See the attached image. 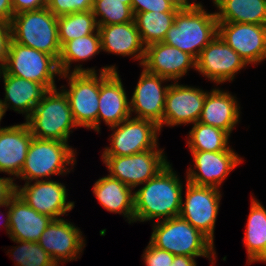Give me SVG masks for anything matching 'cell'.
<instances>
[{
    "label": "cell",
    "instance_id": "obj_1",
    "mask_svg": "<svg viewBox=\"0 0 266 266\" xmlns=\"http://www.w3.org/2000/svg\"><path fill=\"white\" fill-rule=\"evenodd\" d=\"M143 185L134 192V222L179 216L183 185L170 163Z\"/></svg>",
    "mask_w": 266,
    "mask_h": 266
},
{
    "label": "cell",
    "instance_id": "obj_2",
    "mask_svg": "<svg viewBox=\"0 0 266 266\" xmlns=\"http://www.w3.org/2000/svg\"><path fill=\"white\" fill-rule=\"evenodd\" d=\"M216 35H218L216 13H207L203 7L181 8L163 42L197 59L200 52Z\"/></svg>",
    "mask_w": 266,
    "mask_h": 266
},
{
    "label": "cell",
    "instance_id": "obj_3",
    "mask_svg": "<svg viewBox=\"0 0 266 266\" xmlns=\"http://www.w3.org/2000/svg\"><path fill=\"white\" fill-rule=\"evenodd\" d=\"M150 242L173 255L203 256L211 258L212 264L216 258L214 243L180 216L154 223Z\"/></svg>",
    "mask_w": 266,
    "mask_h": 266
},
{
    "label": "cell",
    "instance_id": "obj_4",
    "mask_svg": "<svg viewBox=\"0 0 266 266\" xmlns=\"http://www.w3.org/2000/svg\"><path fill=\"white\" fill-rule=\"evenodd\" d=\"M49 90L26 118L34 138L68 142L70 129L78 127L65 93Z\"/></svg>",
    "mask_w": 266,
    "mask_h": 266
},
{
    "label": "cell",
    "instance_id": "obj_5",
    "mask_svg": "<svg viewBox=\"0 0 266 266\" xmlns=\"http://www.w3.org/2000/svg\"><path fill=\"white\" fill-rule=\"evenodd\" d=\"M57 21L58 17L47 7L15 14L11 20L12 40L51 55L57 61L61 51Z\"/></svg>",
    "mask_w": 266,
    "mask_h": 266
},
{
    "label": "cell",
    "instance_id": "obj_6",
    "mask_svg": "<svg viewBox=\"0 0 266 266\" xmlns=\"http://www.w3.org/2000/svg\"><path fill=\"white\" fill-rule=\"evenodd\" d=\"M75 153L68 142L33 137L18 178L29 183L51 175L70 173L66 165L76 163Z\"/></svg>",
    "mask_w": 266,
    "mask_h": 266
},
{
    "label": "cell",
    "instance_id": "obj_7",
    "mask_svg": "<svg viewBox=\"0 0 266 266\" xmlns=\"http://www.w3.org/2000/svg\"><path fill=\"white\" fill-rule=\"evenodd\" d=\"M60 77L69 79V88L62 89L68 98L70 109L77 126L97 131V117L99 109L100 75L95 68L75 66L69 74Z\"/></svg>",
    "mask_w": 266,
    "mask_h": 266
},
{
    "label": "cell",
    "instance_id": "obj_8",
    "mask_svg": "<svg viewBox=\"0 0 266 266\" xmlns=\"http://www.w3.org/2000/svg\"><path fill=\"white\" fill-rule=\"evenodd\" d=\"M2 70L6 74L43 84L48 90L56 88L54 76L61 75L58 63L51 55L13 40Z\"/></svg>",
    "mask_w": 266,
    "mask_h": 266
},
{
    "label": "cell",
    "instance_id": "obj_9",
    "mask_svg": "<svg viewBox=\"0 0 266 266\" xmlns=\"http://www.w3.org/2000/svg\"><path fill=\"white\" fill-rule=\"evenodd\" d=\"M164 150L149 149L129 156H102L110 174L132 189L157 176L168 164Z\"/></svg>",
    "mask_w": 266,
    "mask_h": 266
},
{
    "label": "cell",
    "instance_id": "obj_10",
    "mask_svg": "<svg viewBox=\"0 0 266 266\" xmlns=\"http://www.w3.org/2000/svg\"><path fill=\"white\" fill-rule=\"evenodd\" d=\"M111 146L105 147L102 156H129L158 146L161 131L157 123L149 119L129 117L118 125L110 127Z\"/></svg>",
    "mask_w": 266,
    "mask_h": 266
},
{
    "label": "cell",
    "instance_id": "obj_11",
    "mask_svg": "<svg viewBox=\"0 0 266 266\" xmlns=\"http://www.w3.org/2000/svg\"><path fill=\"white\" fill-rule=\"evenodd\" d=\"M185 197L179 216L214 242L215 222L221 199L219 189L197 186L187 181Z\"/></svg>",
    "mask_w": 266,
    "mask_h": 266
},
{
    "label": "cell",
    "instance_id": "obj_12",
    "mask_svg": "<svg viewBox=\"0 0 266 266\" xmlns=\"http://www.w3.org/2000/svg\"><path fill=\"white\" fill-rule=\"evenodd\" d=\"M218 35L246 64L266 58V25L218 22Z\"/></svg>",
    "mask_w": 266,
    "mask_h": 266
},
{
    "label": "cell",
    "instance_id": "obj_13",
    "mask_svg": "<svg viewBox=\"0 0 266 266\" xmlns=\"http://www.w3.org/2000/svg\"><path fill=\"white\" fill-rule=\"evenodd\" d=\"M130 115V102L115 65L104 66L100 70L97 132L100 131L101 120L111 127L128 119Z\"/></svg>",
    "mask_w": 266,
    "mask_h": 266
},
{
    "label": "cell",
    "instance_id": "obj_14",
    "mask_svg": "<svg viewBox=\"0 0 266 266\" xmlns=\"http://www.w3.org/2000/svg\"><path fill=\"white\" fill-rule=\"evenodd\" d=\"M246 65L219 35L204 47L196 59V71L217 84L233 81L235 74Z\"/></svg>",
    "mask_w": 266,
    "mask_h": 266
},
{
    "label": "cell",
    "instance_id": "obj_15",
    "mask_svg": "<svg viewBox=\"0 0 266 266\" xmlns=\"http://www.w3.org/2000/svg\"><path fill=\"white\" fill-rule=\"evenodd\" d=\"M191 154L197 172L190 167L186 174L187 181L197 186L219 189L232 169L242 162V159L231 148L216 152L191 151Z\"/></svg>",
    "mask_w": 266,
    "mask_h": 266
},
{
    "label": "cell",
    "instance_id": "obj_16",
    "mask_svg": "<svg viewBox=\"0 0 266 266\" xmlns=\"http://www.w3.org/2000/svg\"><path fill=\"white\" fill-rule=\"evenodd\" d=\"M16 193L24 201L40 214L50 216L54 219H62L74 207V202H66L67 193L63 183L53 180H39L34 184L25 183L21 188L17 184Z\"/></svg>",
    "mask_w": 266,
    "mask_h": 266
},
{
    "label": "cell",
    "instance_id": "obj_17",
    "mask_svg": "<svg viewBox=\"0 0 266 266\" xmlns=\"http://www.w3.org/2000/svg\"><path fill=\"white\" fill-rule=\"evenodd\" d=\"M168 79L148 73L143 69L130 101V110L136 118L149 119L163 127V114L169 85L162 86Z\"/></svg>",
    "mask_w": 266,
    "mask_h": 266
},
{
    "label": "cell",
    "instance_id": "obj_18",
    "mask_svg": "<svg viewBox=\"0 0 266 266\" xmlns=\"http://www.w3.org/2000/svg\"><path fill=\"white\" fill-rule=\"evenodd\" d=\"M202 89L179 85L177 81L168 88L163 114V125L177 126L199 121L205 97Z\"/></svg>",
    "mask_w": 266,
    "mask_h": 266
},
{
    "label": "cell",
    "instance_id": "obj_19",
    "mask_svg": "<svg viewBox=\"0 0 266 266\" xmlns=\"http://www.w3.org/2000/svg\"><path fill=\"white\" fill-rule=\"evenodd\" d=\"M84 241L80 229L62 218L49 223L38 243L59 266L58 262L77 259L85 247Z\"/></svg>",
    "mask_w": 266,
    "mask_h": 266
},
{
    "label": "cell",
    "instance_id": "obj_20",
    "mask_svg": "<svg viewBox=\"0 0 266 266\" xmlns=\"http://www.w3.org/2000/svg\"><path fill=\"white\" fill-rule=\"evenodd\" d=\"M141 66L148 73L178 82L190 67L196 69V59L176 47L159 42L145 47Z\"/></svg>",
    "mask_w": 266,
    "mask_h": 266
},
{
    "label": "cell",
    "instance_id": "obj_21",
    "mask_svg": "<svg viewBox=\"0 0 266 266\" xmlns=\"http://www.w3.org/2000/svg\"><path fill=\"white\" fill-rule=\"evenodd\" d=\"M7 208L4 226L12 240L38 242L53 220L31 208L17 193L10 198Z\"/></svg>",
    "mask_w": 266,
    "mask_h": 266
},
{
    "label": "cell",
    "instance_id": "obj_22",
    "mask_svg": "<svg viewBox=\"0 0 266 266\" xmlns=\"http://www.w3.org/2000/svg\"><path fill=\"white\" fill-rule=\"evenodd\" d=\"M32 138L26 122L0 128V172L19 176Z\"/></svg>",
    "mask_w": 266,
    "mask_h": 266
},
{
    "label": "cell",
    "instance_id": "obj_23",
    "mask_svg": "<svg viewBox=\"0 0 266 266\" xmlns=\"http://www.w3.org/2000/svg\"><path fill=\"white\" fill-rule=\"evenodd\" d=\"M102 50L121 56H133L141 60L145 55V46L141 41L135 22L123 24L98 25Z\"/></svg>",
    "mask_w": 266,
    "mask_h": 266
},
{
    "label": "cell",
    "instance_id": "obj_24",
    "mask_svg": "<svg viewBox=\"0 0 266 266\" xmlns=\"http://www.w3.org/2000/svg\"><path fill=\"white\" fill-rule=\"evenodd\" d=\"M1 76L5 89V98L1 101L5 112L12 104L10 109L18 113H26L25 119L49 91L43 84L6 74L3 70L0 72V78Z\"/></svg>",
    "mask_w": 266,
    "mask_h": 266
},
{
    "label": "cell",
    "instance_id": "obj_25",
    "mask_svg": "<svg viewBox=\"0 0 266 266\" xmlns=\"http://www.w3.org/2000/svg\"><path fill=\"white\" fill-rule=\"evenodd\" d=\"M234 96L223 90L212 89L205 97L198 122L214 126L229 135L239 121L240 110Z\"/></svg>",
    "mask_w": 266,
    "mask_h": 266
},
{
    "label": "cell",
    "instance_id": "obj_26",
    "mask_svg": "<svg viewBox=\"0 0 266 266\" xmlns=\"http://www.w3.org/2000/svg\"><path fill=\"white\" fill-rule=\"evenodd\" d=\"M92 190L107 211L123 214L129 224L134 222V192L131 187L107 175L98 179Z\"/></svg>",
    "mask_w": 266,
    "mask_h": 266
},
{
    "label": "cell",
    "instance_id": "obj_27",
    "mask_svg": "<svg viewBox=\"0 0 266 266\" xmlns=\"http://www.w3.org/2000/svg\"><path fill=\"white\" fill-rule=\"evenodd\" d=\"M218 22L266 25V0H213Z\"/></svg>",
    "mask_w": 266,
    "mask_h": 266
},
{
    "label": "cell",
    "instance_id": "obj_28",
    "mask_svg": "<svg viewBox=\"0 0 266 266\" xmlns=\"http://www.w3.org/2000/svg\"><path fill=\"white\" fill-rule=\"evenodd\" d=\"M243 243L247 247L248 263H266V209L252 199Z\"/></svg>",
    "mask_w": 266,
    "mask_h": 266
},
{
    "label": "cell",
    "instance_id": "obj_29",
    "mask_svg": "<svg viewBox=\"0 0 266 266\" xmlns=\"http://www.w3.org/2000/svg\"><path fill=\"white\" fill-rule=\"evenodd\" d=\"M177 12H140L134 14V22L145 47L163 42L174 23Z\"/></svg>",
    "mask_w": 266,
    "mask_h": 266
},
{
    "label": "cell",
    "instance_id": "obj_30",
    "mask_svg": "<svg viewBox=\"0 0 266 266\" xmlns=\"http://www.w3.org/2000/svg\"><path fill=\"white\" fill-rule=\"evenodd\" d=\"M102 50L99 31L68 41L61 46L57 60L61 74L70 72L72 62L91 59Z\"/></svg>",
    "mask_w": 266,
    "mask_h": 266
},
{
    "label": "cell",
    "instance_id": "obj_31",
    "mask_svg": "<svg viewBox=\"0 0 266 266\" xmlns=\"http://www.w3.org/2000/svg\"><path fill=\"white\" fill-rule=\"evenodd\" d=\"M229 134L219 128L196 122L189 131L187 144L190 151H225L228 146Z\"/></svg>",
    "mask_w": 266,
    "mask_h": 266
},
{
    "label": "cell",
    "instance_id": "obj_32",
    "mask_svg": "<svg viewBox=\"0 0 266 266\" xmlns=\"http://www.w3.org/2000/svg\"><path fill=\"white\" fill-rule=\"evenodd\" d=\"M57 28L62 46L68 41L95 33L98 30V24L92 10H89L59 16Z\"/></svg>",
    "mask_w": 266,
    "mask_h": 266
},
{
    "label": "cell",
    "instance_id": "obj_33",
    "mask_svg": "<svg viewBox=\"0 0 266 266\" xmlns=\"http://www.w3.org/2000/svg\"><path fill=\"white\" fill-rule=\"evenodd\" d=\"M92 13L98 25L123 24L134 21L131 0H94ZM101 19H97L98 16Z\"/></svg>",
    "mask_w": 266,
    "mask_h": 266
},
{
    "label": "cell",
    "instance_id": "obj_34",
    "mask_svg": "<svg viewBox=\"0 0 266 266\" xmlns=\"http://www.w3.org/2000/svg\"><path fill=\"white\" fill-rule=\"evenodd\" d=\"M12 241L20 244L11 250L17 266H57L38 242Z\"/></svg>",
    "mask_w": 266,
    "mask_h": 266
},
{
    "label": "cell",
    "instance_id": "obj_35",
    "mask_svg": "<svg viewBox=\"0 0 266 266\" xmlns=\"http://www.w3.org/2000/svg\"><path fill=\"white\" fill-rule=\"evenodd\" d=\"M94 0H48L47 8L56 16L92 10Z\"/></svg>",
    "mask_w": 266,
    "mask_h": 266
},
{
    "label": "cell",
    "instance_id": "obj_36",
    "mask_svg": "<svg viewBox=\"0 0 266 266\" xmlns=\"http://www.w3.org/2000/svg\"><path fill=\"white\" fill-rule=\"evenodd\" d=\"M133 14L140 12H178L179 7L174 0H131Z\"/></svg>",
    "mask_w": 266,
    "mask_h": 266
},
{
    "label": "cell",
    "instance_id": "obj_37",
    "mask_svg": "<svg viewBox=\"0 0 266 266\" xmlns=\"http://www.w3.org/2000/svg\"><path fill=\"white\" fill-rule=\"evenodd\" d=\"M146 266H171L174 255L166 250L155 247L150 241L143 254Z\"/></svg>",
    "mask_w": 266,
    "mask_h": 266
},
{
    "label": "cell",
    "instance_id": "obj_38",
    "mask_svg": "<svg viewBox=\"0 0 266 266\" xmlns=\"http://www.w3.org/2000/svg\"><path fill=\"white\" fill-rule=\"evenodd\" d=\"M11 40H12L11 23L0 19V64L1 65H3L6 61Z\"/></svg>",
    "mask_w": 266,
    "mask_h": 266
},
{
    "label": "cell",
    "instance_id": "obj_39",
    "mask_svg": "<svg viewBox=\"0 0 266 266\" xmlns=\"http://www.w3.org/2000/svg\"><path fill=\"white\" fill-rule=\"evenodd\" d=\"M48 0H11L13 15L45 8Z\"/></svg>",
    "mask_w": 266,
    "mask_h": 266
},
{
    "label": "cell",
    "instance_id": "obj_40",
    "mask_svg": "<svg viewBox=\"0 0 266 266\" xmlns=\"http://www.w3.org/2000/svg\"><path fill=\"white\" fill-rule=\"evenodd\" d=\"M13 178H0V207H8L10 198L16 193Z\"/></svg>",
    "mask_w": 266,
    "mask_h": 266
},
{
    "label": "cell",
    "instance_id": "obj_41",
    "mask_svg": "<svg viewBox=\"0 0 266 266\" xmlns=\"http://www.w3.org/2000/svg\"><path fill=\"white\" fill-rule=\"evenodd\" d=\"M13 8L11 0H0V19L11 23Z\"/></svg>",
    "mask_w": 266,
    "mask_h": 266
},
{
    "label": "cell",
    "instance_id": "obj_42",
    "mask_svg": "<svg viewBox=\"0 0 266 266\" xmlns=\"http://www.w3.org/2000/svg\"><path fill=\"white\" fill-rule=\"evenodd\" d=\"M195 258L192 256L174 255L171 266H197Z\"/></svg>",
    "mask_w": 266,
    "mask_h": 266
},
{
    "label": "cell",
    "instance_id": "obj_43",
    "mask_svg": "<svg viewBox=\"0 0 266 266\" xmlns=\"http://www.w3.org/2000/svg\"><path fill=\"white\" fill-rule=\"evenodd\" d=\"M175 3L181 8H200L203 7L201 3H190L189 0H174Z\"/></svg>",
    "mask_w": 266,
    "mask_h": 266
},
{
    "label": "cell",
    "instance_id": "obj_44",
    "mask_svg": "<svg viewBox=\"0 0 266 266\" xmlns=\"http://www.w3.org/2000/svg\"><path fill=\"white\" fill-rule=\"evenodd\" d=\"M5 110H4V106H3V103H2V101H1V99H0V121H1V119H2V117L5 115Z\"/></svg>",
    "mask_w": 266,
    "mask_h": 266
}]
</instances>
